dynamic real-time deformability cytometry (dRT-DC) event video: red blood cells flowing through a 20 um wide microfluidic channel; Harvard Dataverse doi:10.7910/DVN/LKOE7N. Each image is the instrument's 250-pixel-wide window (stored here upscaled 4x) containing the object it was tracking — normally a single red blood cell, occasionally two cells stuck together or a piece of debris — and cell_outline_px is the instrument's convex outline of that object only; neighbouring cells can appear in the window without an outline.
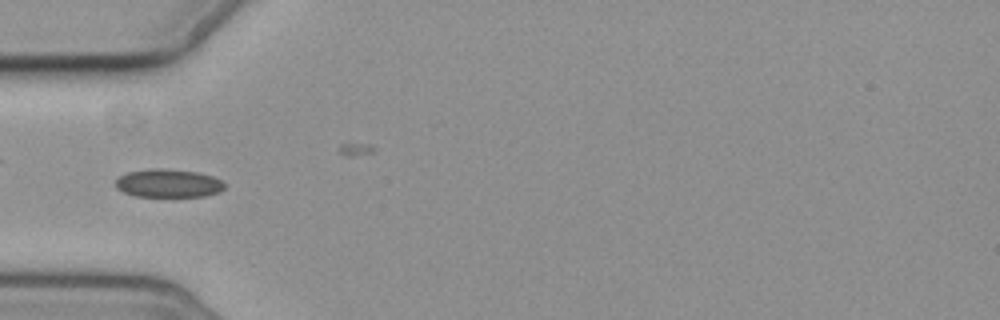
{"species": "common noctule bat (a hibernating species)", "species_latin": "Nyctalus noctula", "temperature_condition": "cold", "stored_images_in_passage": 15, "camera_frame_rate_fps": 3000, "um_per_image_px": 0.085, "animal": {"sex": "female", "body_mass_g": 19.3, "forearm_length_mm": 54.1}, "frame": {"image": 1, "passage_image": 5, "time_ms": 6.333, "image_size_px": [1000, 320], "cell_outline_px": [[224, 188], [220, 192], [204, 196], [136, 196], [124, 192], [116, 188], [116, 180], [120, 176], [128, 172], [152, 168], [164, 168], [196, 172], [212, 176], [220, 180], [224, 184]], "centroid_in_image_um": [14.3, 15.57], "position_along_channel_um": 70.7, "area_um2": 17.8}}
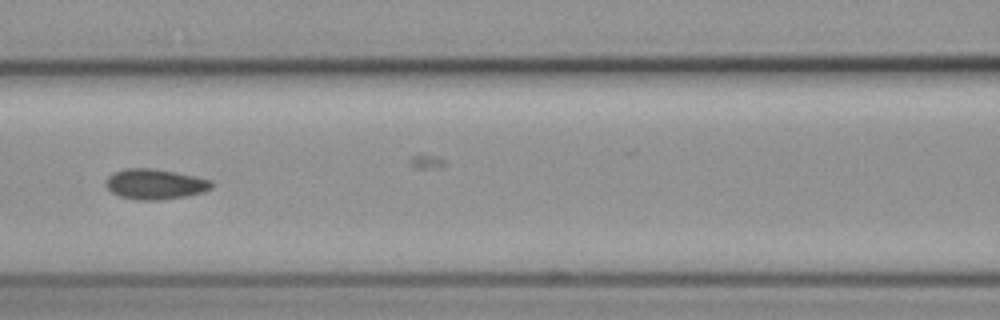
{"frame": {"image": 2, "passage_image": 7, "time_ms": 8.667, "image_size_px": [1000, 320], "cell_outline_px": [[212, 188], [204, 192], [184, 196], [160, 200], [136, 200], [120, 196], [112, 192], [104, 184], [108, 176], [124, 168], [152, 168], [176, 172], [196, 176], [212, 180]], "centroid_in_image_um": [13.19, 15.65], "position_along_channel_um": 153.4, "area_um2": 18.73}}
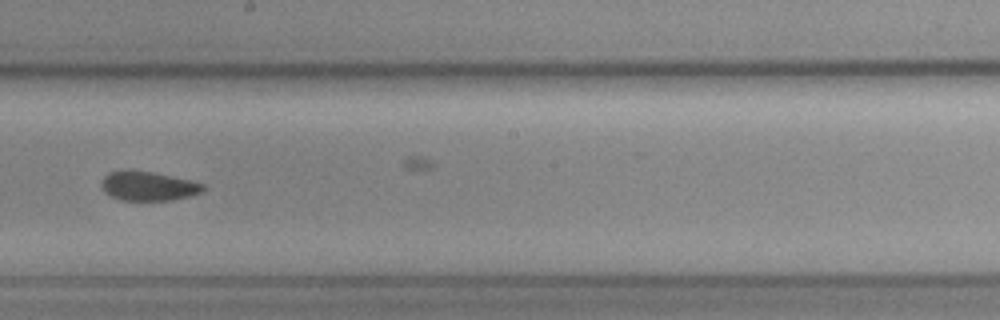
{"frame": {"image": 3, "passage_image": 9, "time_ms": 11.0, "image_size_px": [1000, 320], "cell_outline_px": [[204, 192], [192, 196], [172, 200], [120, 200], [104, 192], [100, 184], [104, 176], [108, 172], [152, 172], [188, 180], [204, 184]], "centroid_in_image_um": [12.62, 15.85], "position_along_channel_um": 235.6, "area_um2": 16.94}}